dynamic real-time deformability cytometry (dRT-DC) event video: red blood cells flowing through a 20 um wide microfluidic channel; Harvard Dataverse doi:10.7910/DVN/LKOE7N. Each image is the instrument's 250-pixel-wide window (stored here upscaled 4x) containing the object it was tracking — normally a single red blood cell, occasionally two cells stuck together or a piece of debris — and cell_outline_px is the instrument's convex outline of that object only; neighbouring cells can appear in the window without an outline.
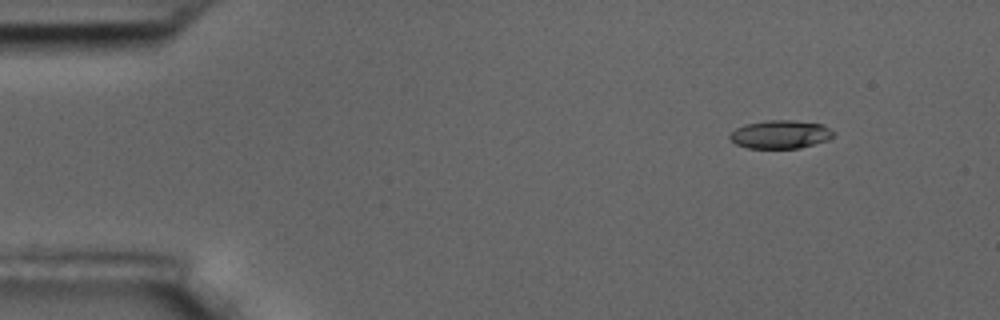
{"species": "common noctule bat (a hibernating species)", "species_latin": "Nyctalus noctula", "temperature_condition": "room temperature", "stored_images_in_passage": 4, "camera_frame_rate_fps": 3000, "um_per_image_px": 0.085, "animal": {"sex": "male", "body_mass_g": 17.5, "forearm_length_mm": 52.3}, "frame": {"image": 1, "passage_image": 1, "time_ms": 0.0, "image_size_px": [1000, 320], "cell_outline_px": [[836, 132], [828, 140], [800, 148], [748, 148], [736, 144], [728, 136], [736, 128], [744, 124], [768, 120], [792, 120], [820, 124]], "centroid_in_image_um": [66.32, 11.42], "position_along_channel_um": 18.7, "area_um2": 16.99}}